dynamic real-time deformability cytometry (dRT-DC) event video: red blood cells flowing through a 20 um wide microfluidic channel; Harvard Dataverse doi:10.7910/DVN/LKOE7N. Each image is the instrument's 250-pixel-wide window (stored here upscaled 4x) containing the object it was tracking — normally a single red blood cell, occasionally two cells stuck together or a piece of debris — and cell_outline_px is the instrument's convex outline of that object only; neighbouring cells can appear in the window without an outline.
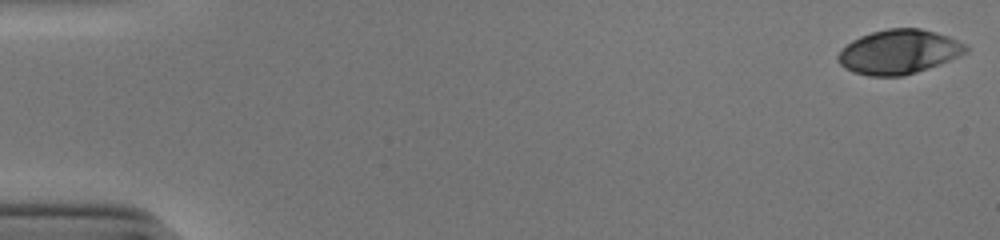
{"species": "human", "species_latin": "Homo sapiens", "temperature_condition": "cold", "stored_images_in_passage": 46, "camera_frame_rate_fps": 3000, "um_per_image_px": 0.085, "donor": {"sex": "male"}, "frame": {"image": 1, "passage_image": 1, "time_ms": 0.0, "image_size_px": [1000, 240], "cell_outline_px": [[968, 52], [960, 56], [916, 72], [904, 76], [868, 76], [852, 72], [844, 68], [836, 60], [836, 56], [852, 40], [860, 36], [872, 32], [888, 28], [920, 28], [948, 36], [968, 44]], "centroid_in_image_um": [76.4, 4.41], "position_along_channel_um": 8.6, "area_um2": 33.06}}
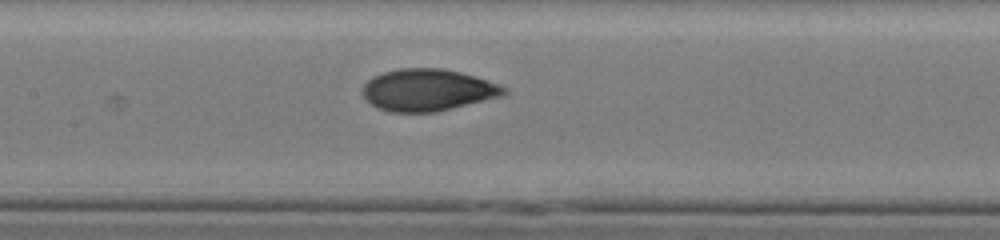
{"frame": {"image": 2, "passage_image": 26, "time_ms": 8.333, "image_size_px": [1000, 240], "cell_outline_px": [[508, 92], [504, 96], [436, 112], [392, 112], [376, 108], [360, 92], [360, 88], [372, 76], [384, 72], [400, 68], [444, 68], [476, 76], [500, 84], [508, 88]], "centroid_in_image_um": [36.38, 7.65], "position_along_channel_um": 171.0, "area_um2": 34.97}}
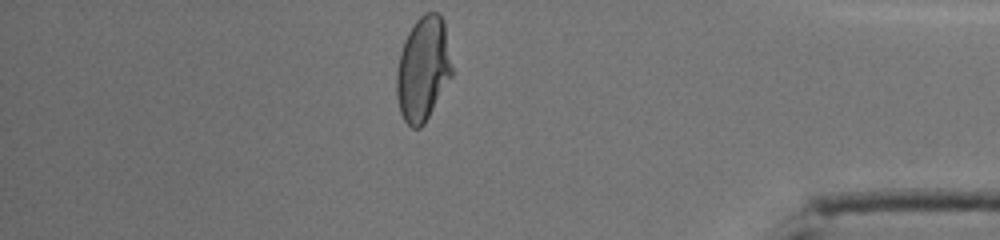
{"frame": {"image": 3, "passage_image": 46, "time_ms": 15.0, "image_size_px": [1000, 240], "cell_outline_px": [[452, 76], [424, 124], [420, 128], [412, 128], [404, 120], [400, 112], [396, 96], [396, 72], [400, 52], [404, 40], [408, 32], [416, 20], [424, 12], [440, 12], [444, 20], [452, 68]], "centroid_in_image_um": [35.95, 5.84], "position_along_channel_um": 399.3, "area_um2": 33.81}, "authors_computed_cell_mechanics": {"area_um2": 33.6974, "velocity_mm_per_s": 3.9011, "shape_relaxation_time_tau1_ms": 7.0576, "shape_relaxation_time_tau2_ms": 1.006, "deformation_change_tau1": 0.2333, "deformation_change_tau2": 0.0562}}